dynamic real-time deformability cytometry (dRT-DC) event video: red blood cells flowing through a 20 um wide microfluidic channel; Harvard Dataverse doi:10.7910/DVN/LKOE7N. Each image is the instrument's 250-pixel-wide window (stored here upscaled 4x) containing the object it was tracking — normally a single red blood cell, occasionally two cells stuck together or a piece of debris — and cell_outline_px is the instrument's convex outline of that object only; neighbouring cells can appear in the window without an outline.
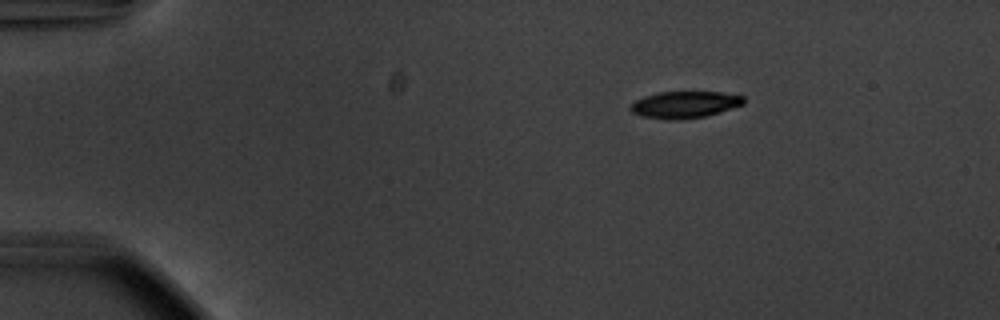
{"species": "common noctule bat (a hibernating species)", "species_latin": "Nyctalus noctula", "temperature_condition": "warm", "stored_images_in_passage": 47, "camera_frame_rate_fps": 3000, "um_per_image_px": 0.085, "animal": {"sex": "male", "body_mass_g": 20.1, "forearm_length_mm": 53.5}, "frame": {"image": 1, "passage_image": 1, "time_ms": 0.0, "image_size_px": [1000, 320], "cell_outline_px": [[744, 104], [708, 116], [680, 120], [676, 120], [644, 116], [632, 112], [628, 108], [636, 100], [644, 96], [656, 92], [720, 92], [744, 96]], "centroid_in_image_um": [58.22, 8.89], "position_along_channel_um": 26.8, "area_um2": 17.63}}
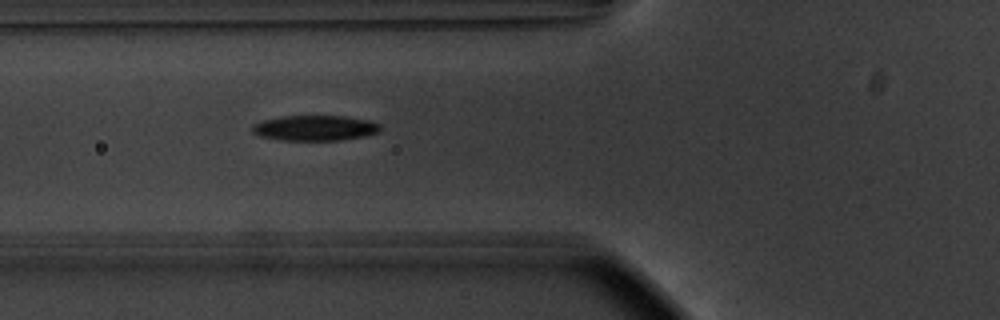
{"frame": {"image": 2, "passage_image": 13, "time_ms": 4.0, "image_size_px": [1000, 320], "cell_outline_px": [[380, 132], [364, 136], [340, 140], [280, 140], [260, 136], [252, 132], [252, 124], [264, 120], [284, 116], [344, 116], [368, 120], [380, 124]], "centroid_in_image_um": [26.77, 10.88], "position_along_channel_um": 99.0, "area_um2": 18.84}}
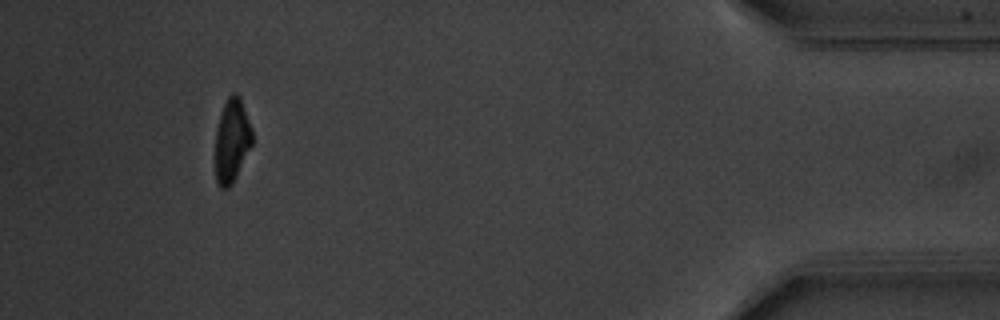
{"frame": {"image": 3, "passage_image": 43, "time_ms": 14.0, "image_size_px": [1000, 320], "cell_outline_px": [[252, 144], [232, 184], [228, 188], [220, 188], [216, 180], [216, 132], [220, 116], [224, 104], [228, 96], [232, 92], [236, 92], [240, 96], [252, 128]], "centroid_in_image_um": [19.72, 11.92], "position_along_channel_um": 415.5, "area_um2": 17.8}, "authors_computed_cell_mechanics": {"area_um2": 19.1896, "velocity_mm_per_s": 3.7455, "shape_relaxation_time_tau1_ms": 2.206, "shape_relaxation_time_tau2_ms": 7.3841, "deformation_change_tau1": 0.1463, "deformation_change_tau2": 0.123}}